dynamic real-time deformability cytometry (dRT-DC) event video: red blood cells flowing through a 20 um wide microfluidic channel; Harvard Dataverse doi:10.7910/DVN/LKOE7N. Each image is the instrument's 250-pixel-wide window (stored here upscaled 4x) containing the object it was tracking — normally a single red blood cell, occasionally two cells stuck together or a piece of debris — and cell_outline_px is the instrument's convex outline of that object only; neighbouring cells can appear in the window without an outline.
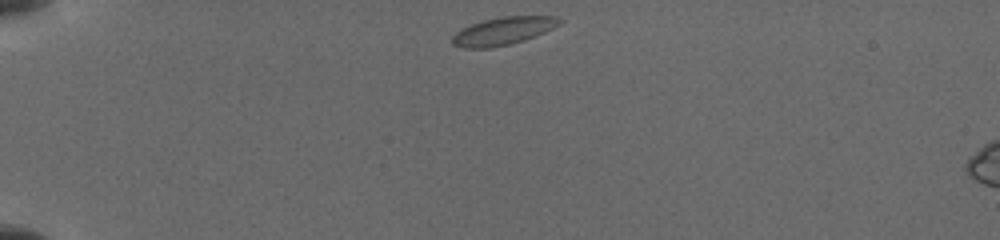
{"species": "common noctule bat (a hibernating species)", "species_latin": "Nyctalus noctula", "temperature_condition": "cold", "stored_images_in_passage": 4, "camera_frame_rate_fps": 3000, "um_per_image_px": 0.085, "animal": {"sex": "female", "body_mass_g": 19.5, "forearm_length_mm": 54.1}, "frame": {"image": 1, "passage_image": 1, "time_ms": 0.0, "image_size_px": [1000, 240], "cell_outline_px": [[564, 20], [560, 24], [536, 36], [524, 40], [508, 44], [488, 48], [464, 48], [452, 44], [452, 36], [460, 28], [484, 20], [504, 16], [556, 16]], "centroid_in_image_um": [42.77, 2.63], "position_along_channel_um": 42.2, "area_um2": 17.28}}